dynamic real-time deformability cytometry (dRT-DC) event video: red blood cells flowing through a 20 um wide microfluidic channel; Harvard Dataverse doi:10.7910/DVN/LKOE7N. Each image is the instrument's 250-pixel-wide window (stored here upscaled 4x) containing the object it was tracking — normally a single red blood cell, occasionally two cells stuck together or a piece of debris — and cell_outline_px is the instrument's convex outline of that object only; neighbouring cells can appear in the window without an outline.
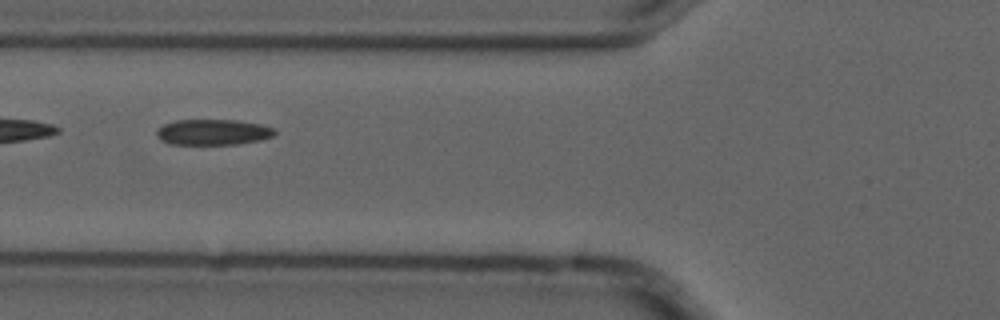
{"species": "common noctule bat (a hibernating species)", "species_latin": "Nyctalus noctula", "temperature_condition": "cold", "stored_images_in_passage": 6, "camera_frame_rate_fps": 3000, "um_per_image_px": 0.085, "animal": {"sex": "male", "forearm_length_mm": 52.5}, "frame": {"image": 1, "passage_image": 2, "time_ms": 0.333, "image_size_px": [1000, 320], "cell_outline_px": [[276, 132], [272, 136], [260, 140], [236, 144], [168, 144], [160, 140], [156, 136], [156, 128], [164, 124], [176, 120], [236, 120], [260, 124], [276, 128]], "centroid_in_image_um": [18.07, 11.23], "position_along_channel_um": 107.7, "area_um2": 17.8}}
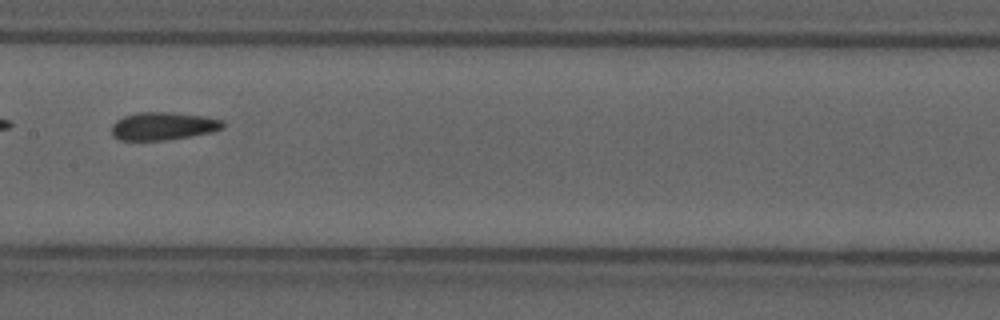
{"frame": {"image": 2, "passage_image": 4, "time_ms": 1.0, "image_size_px": [1000, 320], "cell_outline_px": [[224, 128], [212, 132], [192, 136], [164, 140], [120, 140], [112, 136], [112, 124], [116, 120], [124, 116], [140, 112], [172, 112], [204, 116], [224, 120]], "centroid_in_image_um": [13.88, 10.71], "position_along_channel_um": 193.5, "area_um2": 18.21}}
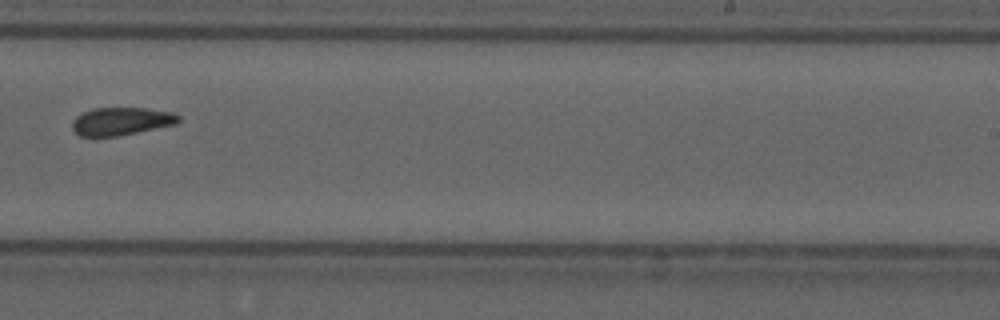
{"frame": {"image": 3, "passage_image": 6, "time_ms": 1.667, "image_size_px": [1000, 320], "cell_outline_px": [[180, 120], [176, 124], [116, 136], [80, 136], [72, 128], [72, 124], [76, 116], [92, 108], [144, 108], [172, 112], [180, 116]], "centroid_in_image_um": [10.31, 10.3], "position_along_channel_um": 278.7, "area_um2": 17.05}}